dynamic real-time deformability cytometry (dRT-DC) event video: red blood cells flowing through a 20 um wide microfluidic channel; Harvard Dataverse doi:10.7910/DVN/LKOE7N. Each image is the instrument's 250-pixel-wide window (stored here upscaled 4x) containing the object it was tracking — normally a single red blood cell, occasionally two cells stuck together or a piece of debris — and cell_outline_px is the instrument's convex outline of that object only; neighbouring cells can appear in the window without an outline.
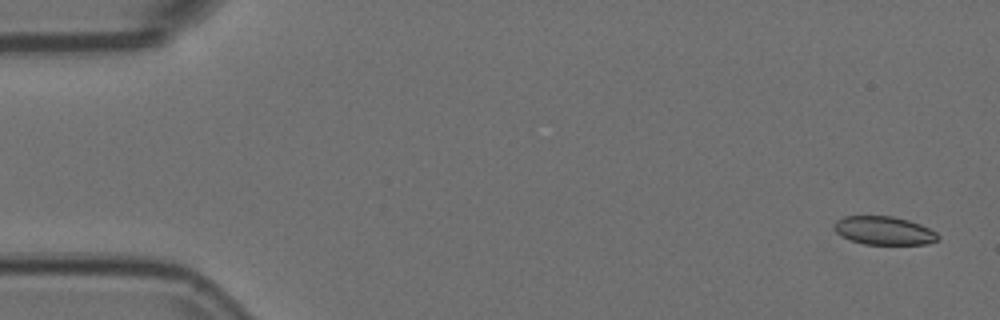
{"species": "Egyptian fruit bat (a non-hibernating species)", "species_latin": "Rousettus aegyptiacus", "temperature_condition": "room temperature", "stored_images_in_passage": 5, "camera_frame_rate_fps": 3000, "um_per_image_px": 0.085, "animal": {"sex": "female"}, "frame": {"image": 1, "passage_image": 1, "time_ms": 0.0, "image_size_px": [1000, 320], "cell_outline_px": [[940, 240], [924, 244], [864, 244], [840, 236], [832, 228], [836, 220], [844, 216], [892, 216], [908, 220], [920, 224], [936, 232], [940, 236]], "centroid_in_image_um": [75.12, 19.6], "position_along_channel_um": 9.9, "area_um2": 17.22}}
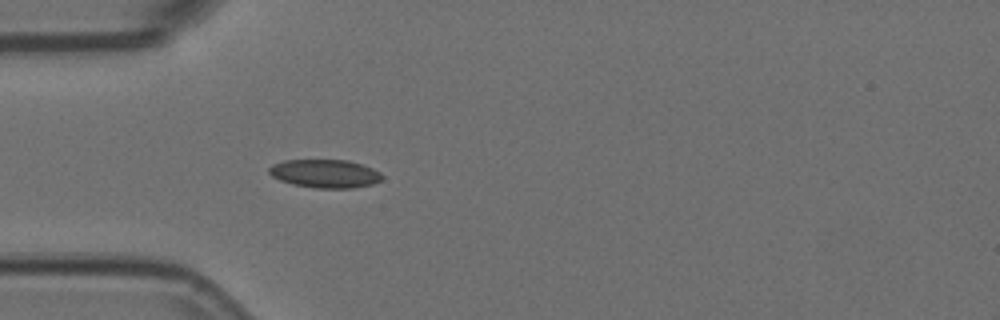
{"frame": {"image": 2, "passage_image": 5, "time_ms": 1.333, "image_size_px": [1000, 320], "cell_outline_px": [[384, 176], [380, 180], [372, 184], [352, 188], [316, 188], [292, 184], [280, 180], [272, 176], [268, 172], [268, 168], [272, 164], [284, 160], [348, 160], [372, 168], [380, 172]], "centroid_in_image_um": [27.61, 14.75], "position_along_channel_um": 57.4, "area_um2": 18.67}}